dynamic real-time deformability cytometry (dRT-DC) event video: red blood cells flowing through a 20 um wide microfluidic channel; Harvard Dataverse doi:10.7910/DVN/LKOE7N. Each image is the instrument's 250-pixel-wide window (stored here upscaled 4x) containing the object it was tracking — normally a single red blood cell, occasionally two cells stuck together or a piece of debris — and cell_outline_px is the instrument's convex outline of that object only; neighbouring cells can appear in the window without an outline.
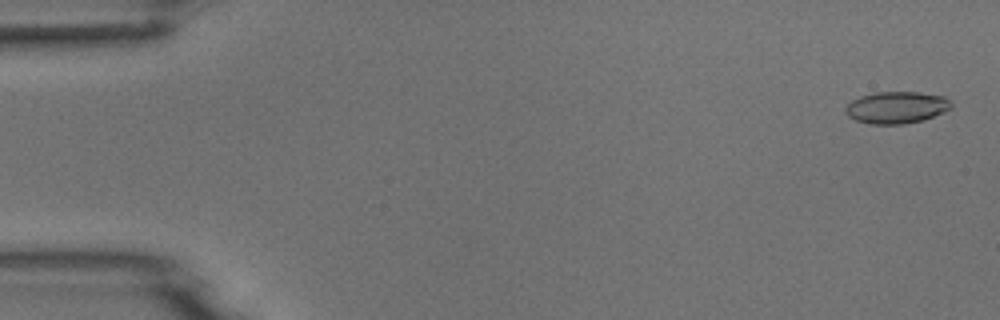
{"species": "common noctule bat (a hibernating species)", "species_latin": "Nyctalus noctula", "temperature_condition": "room temperature", "stored_images_in_passage": 5, "camera_frame_rate_fps": 3000, "um_per_image_px": 0.085, "animal": {"sex": "male", "body_mass_g": 18.8}, "frame": {"image": 1, "passage_image": 1, "time_ms": 0.0, "image_size_px": [1000, 320], "cell_outline_px": [[952, 108], [944, 112], [924, 120], [904, 124], [872, 124], [856, 120], [848, 116], [844, 112], [844, 108], [852, 100], [860, 96], [872, 92], [916, 92], [944, 96], [952, 104]], "centroid_in_image_um": [76.19, 9.13], "position_along_channel_um": 8.8, "area_um2": 19.77}}
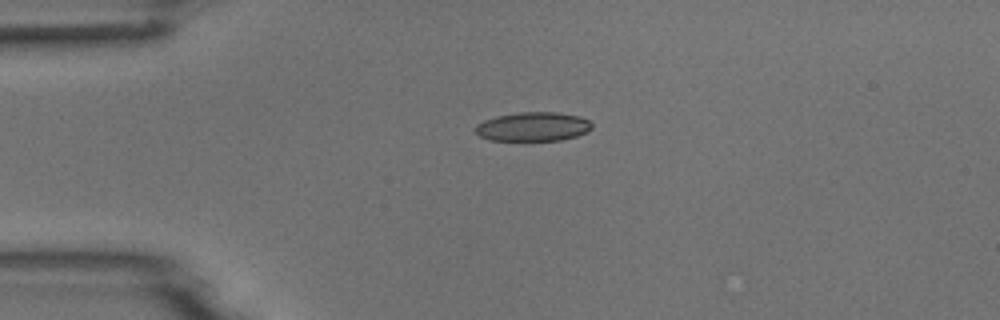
{"frame": {"image": 2, "passage_image": 4, "time_ms": 3.667, "image_size_px": [1000, 320], "cell_outline_px": [[592, 128], [588, 132], [576, 136], [560, 140], [524, 144], [492, 140], [480, 136], [472, 128], [476, 124], [484, 120], [496, 116], [520, 112], [556, 112], [580, 116], [588, 120], [592, 124]], "centroid_in_image_um": [45.27, 10.82], "position_along_channel_um": 39.7, "area_um2": 20.75}}